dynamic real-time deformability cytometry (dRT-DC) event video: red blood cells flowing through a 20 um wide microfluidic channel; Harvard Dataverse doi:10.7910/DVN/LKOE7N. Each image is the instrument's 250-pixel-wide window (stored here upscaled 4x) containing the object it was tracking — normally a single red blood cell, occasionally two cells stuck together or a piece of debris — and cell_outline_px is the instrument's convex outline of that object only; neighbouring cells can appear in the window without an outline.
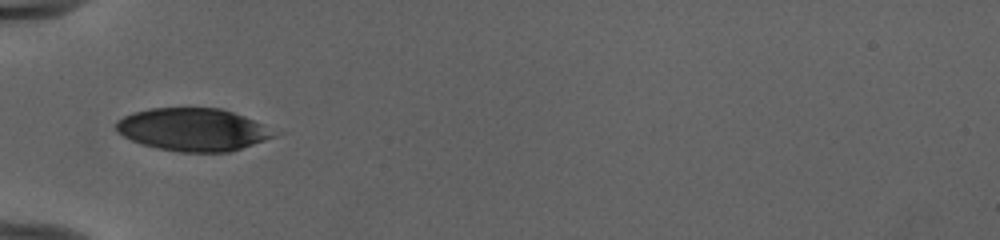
{"species": "human", "species_latin": "Homo sapiens", "temperature_condition": "cold", "stored_images_in_passage": 34, "camera_frame_rate_fps": 3000, "um_per_image_px": 0.085, "donor": {"sex": "female"}, "frame": {"image": 1, "passage_image": 1, "time_ms": 0.0, "image_size_px": [1000, 240], "cell_outline_px": [[276, 136], [232, 152], [180, 152], [156, 148], [140, 144], [124, 136], [116, 128], [116, 120], [132, 112], [148, 108], [220, 108], [244, 116], [260, 124]], "centroid_in_image_um": [16.33, 11.02], "position_along_channel_um": 68.7, "area_um2": 38.96}}
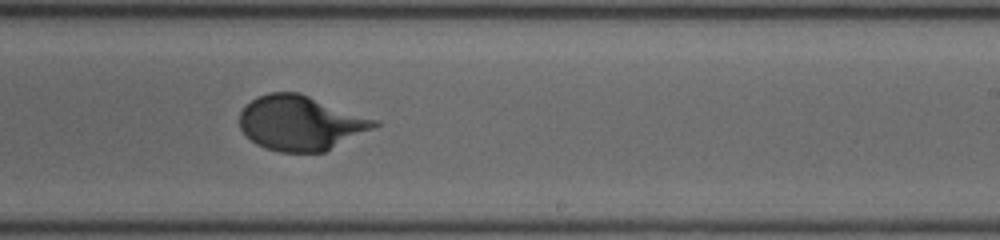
{"frame": {"image": 2, "passage_image": 16, "time_ms": 5.0, "image_size_px": [1000, 240], "cell_outline_px": [[380, 124], [324, 152], [280, 152], [264, 148], [256, 144], [240, 128], [240, 112], [256, 96], [268, 92], [300, 92], [380, 120]], "centroid_in_image_um": [25.56, 10.43], "position_along_channel_um": 263.4, "area_um2": 42.95}}
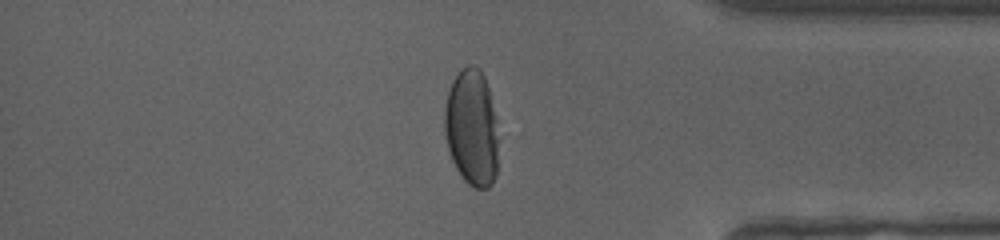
{"frame": {"image": 3, "passage_image": 27, "time_ms": 8.667, "image_size_px": [1000, 240], "cell_outline_px": [[500, 136], [496, 176], [492, 184], [488, 188], [476, 188], [468, 184], [464, 180], [456, 168], [452, 160], [448, 148], [444, 132], [444, 112], [448, 92], [452, 80], [468, 64], [476, 64], [480, 68], [484, 76], [488, 88]], "centroid_in_image_um": [40.12, 10.88], "position_along_channel_um": 395.1, "area_um2": 37.17}, "authors_computed_cell_mechanics": {"area_um2": 42.4541, "velocity_mm_per_s": 3.9627, "shape_relaxation_time_tau1_ms": 3.6445, "shape_relaxation_time_tau2_ms": null, "deformation_change_tau1": 0.1658, "deformation_change_tau2": null}}